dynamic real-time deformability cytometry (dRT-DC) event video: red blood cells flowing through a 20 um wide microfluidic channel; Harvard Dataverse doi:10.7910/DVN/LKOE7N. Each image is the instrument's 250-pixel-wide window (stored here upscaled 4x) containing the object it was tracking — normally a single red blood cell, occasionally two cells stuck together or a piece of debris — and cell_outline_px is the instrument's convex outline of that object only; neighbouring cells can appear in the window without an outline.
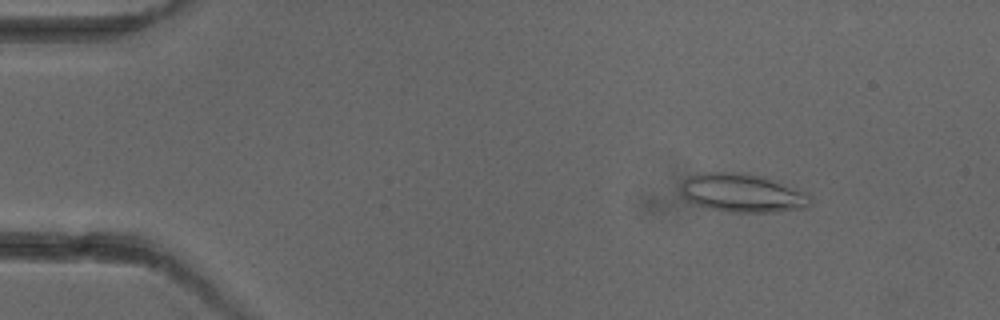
{"species": "common noctule bat (a hibernating species)", "species_latin": "Nyctalus noctula", "temperature_condition": "cold", "stored_images_in_passage": 5, "camera_frame_rate_fps": 3000, "um_per_image_px": 0.085, "animal": {"sex": "female"}, "frame": {"image": 1, "passage_image": 2, "time_ms": 1.333, "image_size_px": [1000, 320], "cell_outline_px": [[812, 204], [804, 208], [776, 212], [732, 212], [712, 208], [696, 204], [688, 200], [680, 192], [680, 184], [688, 176], [704, 172], [740, 172], [764, 176], [804, 192], [812, 196]], "centroid_in_image_um": [63.11, 16.39], "position_along_channel_um": 21.9, "area_um2": 29.13}}